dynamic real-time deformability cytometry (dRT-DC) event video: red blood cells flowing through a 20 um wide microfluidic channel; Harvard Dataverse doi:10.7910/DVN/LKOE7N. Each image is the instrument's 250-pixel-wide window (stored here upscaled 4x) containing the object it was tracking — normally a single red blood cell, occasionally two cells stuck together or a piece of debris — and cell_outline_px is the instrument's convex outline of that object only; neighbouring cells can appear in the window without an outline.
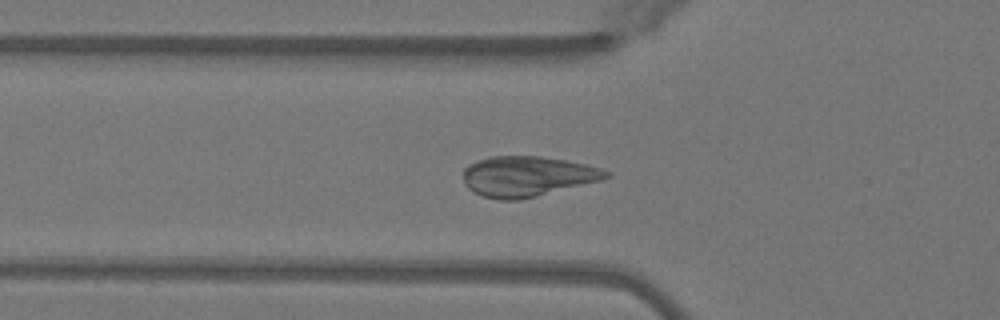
{"species": "Egyptian fruit bat (a non-hibernating species)", "species_latin": "Rousettus aegyptiacus", "temperature_condition": "warm", "stored_images_in_passage": 40, "camera_frame_rate_fps": 3000, "um_per_image_px": 0.085, "animal": {"sex": "female"}, "frame": {"image": 1, "passage_image": 7, "time_ms": 2.0, "image_size_px": [1000, 320], "cell_outline_px": [[612, 176], [600, 180], [520, 200], [500, 200], [484, 196], [468, 188], [464, 184], [464, 168], [468, 164], [476, 160], [492, 156], [540, 156], [564, 160], [584, 164], [600, 168], [612, 172]], "centroid_in_image_um": [44.81, 14.98], "position_along_channel_um": 81.0, "area_um2": 33.35}}
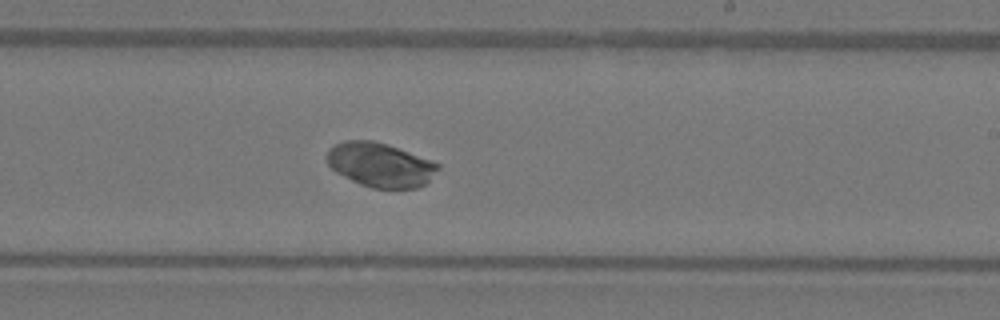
{"frame": {"image": 2, "passage_image": 20, "time_ms": 6.333, "image_size_px": [1000, 320], "cell_outline_px": [[440, 168], [424, 184], [416, 188], [372, 188], [360, 184], [336, 172], [328, 164], [328, 148], [344, 140], [372, 140], [388, 144], [432, 160], [440, 164]], "centroid_in_image_um": [32.33, 14.0], "position_along_channel_um": 256.7, "area_um2": 28.5}}
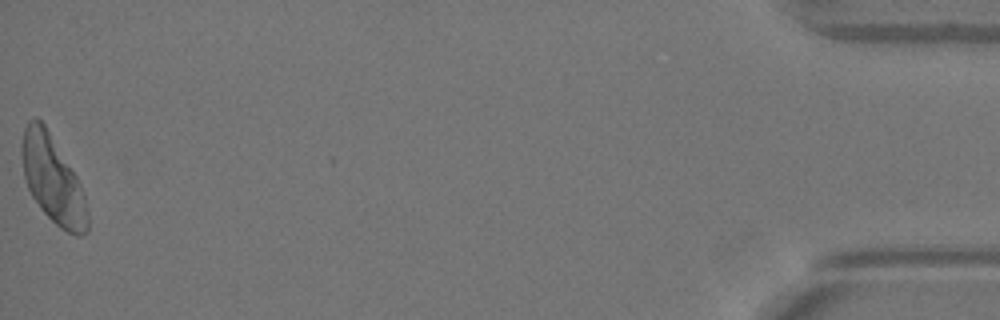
{"frame": {"image": 3, "passage_image": 40, "time_ms": 13.0, "image_size_px": [1000, 320], "cell_outline_px": [[88, 232], [80, 236], [76, 236], [60, 228], [40, 208], [32, 196], [28, 188], [24, 176], [20, 152], [20, 144], [24, 128], [28, 120], [36, 116], [44, 124], [76, 176], [80, 184], [84, 196], [88, 212]], "centroid_in_image_um": [4.46, 15.26], "position_along_channel_um": 430.7, "area_um2": 33.35}}